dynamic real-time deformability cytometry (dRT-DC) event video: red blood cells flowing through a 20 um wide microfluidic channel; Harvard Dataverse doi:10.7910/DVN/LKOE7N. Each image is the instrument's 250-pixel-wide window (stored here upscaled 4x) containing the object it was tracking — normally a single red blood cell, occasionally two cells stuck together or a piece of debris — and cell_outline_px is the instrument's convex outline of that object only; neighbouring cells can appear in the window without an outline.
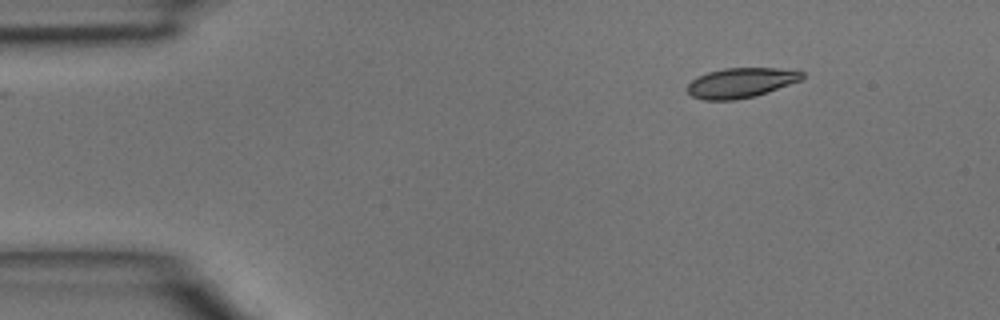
{"species": "common noctule bat (a hibernating species)", "species_latin": "Nyctalus noctula", "temperature_condition": "room temperature", "stored_images_in_passage": 40, "camera_frame_rate_fps": 3000, "um_per_image_px": 0.085, "animal": {"sex": "male", "body_mass_g": 15.6}, "frame": {"image": 1, "passage_image": 1, "time_ms": 0.0, "image_size_px": [1000, 320], "cell_outline_px": [[804, 76], [800, 80], [768, 92], [756, 96], [736, 100], [704, 100], [692, 96], [684, 88], [692, 80], [708, 72], [724, 68], [776, 68], [804, 72]], "centroid_in_image_um": [62.94, 7.04], "position_along_channel_um": 22.1, "area_um2": 19.94}}
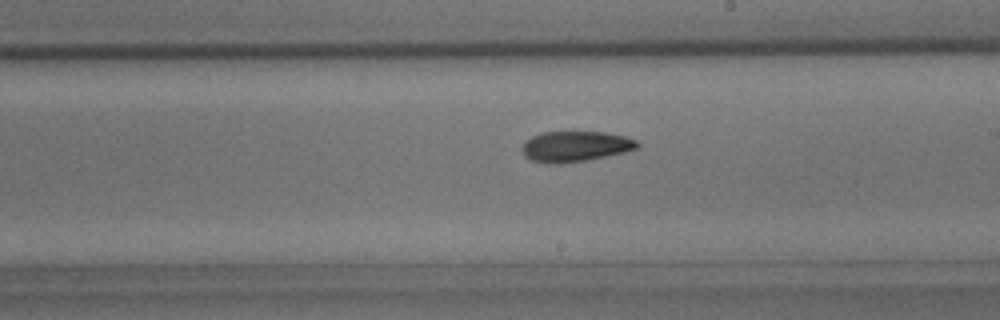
{"frame": {"image": 2, "passage_image": 21, "time_ms": 6.667, "image_size_px": [1000, 320], "cell_outline_px": [[640, 148], [624, 152], [588, 160], [560, 164], [548, 164], [532, 160], [524, 156], [524, 140], [540, 132], [604, 132], [624, 136], [636, 140], [640, 144]], "centroid_in_image_um": [48.91, 12.45], "position_along_channel_um": 240.1, "area_um2": 20.58}}
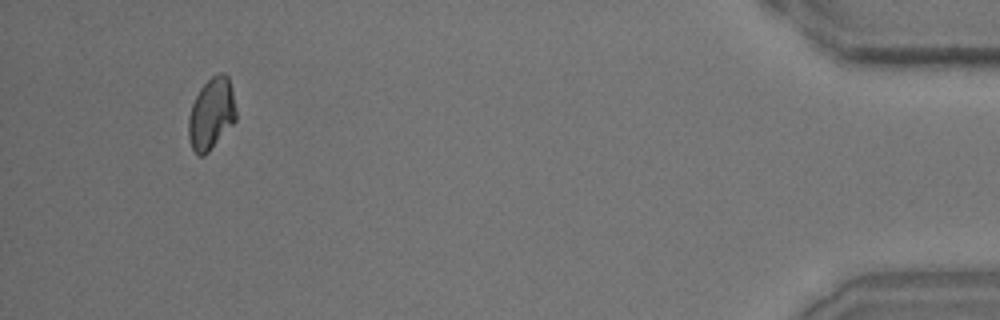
{"frame": {"image": 3, "passage_image": 38, "time_ms": 12.333, "image_size_px": [1000, 320], "cell_outline_px": [[236, 120], [208, 152], [204, 156], [200, 156], [192, 148], [188, 136], [188, 116], [192, 104], [200, 88], [216, 72], [224, 72], [228, 76], [232, 88], [236, 112]], "centroid_in_image_um": [17.96, 9.64], "position_along_channel_um": 417.2, "area_um2": 19.83}}